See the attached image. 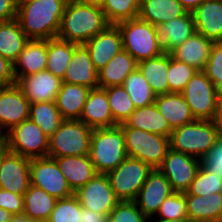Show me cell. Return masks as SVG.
<instances>
[{
    "instance_id": "cell-1",
    "label": "cell",
    "mask_w": 222,
    "mask_h": 222,
    "mask_svg": "<svg viewBox=\"0 0 222 222\" xmlns=\"http://www.w3.org/2000/svg\"><path fill=\"white\" fill-rule=\"evenodd\" d=\"M68 0H18L17 20L29 40L57 37Z\"/></svg>"
},
{
    "instance_id": "cell-2",
    "label": "cell",
    "mask_w": 222,
    "mask_h": 222,
    "mask_svg": "<svg viewBox=\"0 0 222 222\" xmlns=\"http://www.w3.org/2000/svg\"><path fill=\"white\" fill-rule=\"evenodd\" d=\"M108 25L102 8L68 0L57 37L75 44H85Z\"/></svg>"
},
{
    "instance_id": "cell-3",
    "label": "cell",
    "mask_w": 222,
    "mask_h": 222,
    "mask_svg": "<svg viewBox=\"0 0 222 222\" xmlns=\"http://www.w3.org/2000/svg\"><path fill=\"white\" fill-rule=\"evenodd\" d=\"M220 135L214 120L196 119L172 130L169 138L170 148L201 160L215 145Z\"/></svg>"
},
{
    "instance_id": "cell-4",
    "label": "cell",
    "mask_w": 222,
    "mask_h": 222,
    "mask_svg": "<svg viewBox=\"0 0 222 222\" xmlns=\"http://www.w3.org/2000/svg\"><path fill=\"white\" fill-rule=\"evenodd\" d=\"M89 155L97 173L115 169L127 157L122 127L94 128Z\"/></svg>"
},
{
    "instance_id": "cell-5",
    "label": "cell",
    "mask_w": 222,
    "mask_h": 222,
    "mask_svg": "<svg viewBox=\"0 0 222 222\" xmlns=\"http://www.w3.org/2000/svg\"><path fill=\"white\" fill-rule=\"evenodd\" d=\"M92 131L80 120H64L49 137L48 157L89 155Z\"/></svg>"
},
{
    "instance_id": "cell-6",
    "label": "cell",
    "mask_w": 222,
    "mask_h": 222,
    "mask_svg": "<svg viewBox=\"0 0 222 222\" xmlns=\"http://www.w3.org/2000/svg\"><path fill=\"white\" fill-rule=\"evenodd\" d=\"M122 35L123 49L137 62L164 53L158 44L154 25L139 18L116 24Z\"/></svg>"
},
{
    "instance_id": "cell-7",
    "label": "cell",
    "mask_w": 222,
    "mask_h": 222,
    "mask_svg": "<svg viewBox=\"0 0 222 222\" xmlns=\"http://www.w3.org/2000/svg\"><path fill=\"white\" fill-rule=\"evenodd\" d=\"M127 157L145 162L158 169L170 149L169 137L135 128H122Z\"/></svg>"
},
{
    "instance_id": "cell-8",
    "label": "cell",
    "mask_w": 222,
    "mask_h": 222,
    "mask_svg": "<svg viewBox=\"0 0 222 222\" xmlns=\"http://www.w3.org/2000/svg\"><path fill=\"white\" fill-rule=\"evenodd\" d=\"M153 168L145 162L126 157L107 173L112 190L120 201H134Z\"/></svg>"
},
{
    "instance_id": "cell-9",
    "label": "cell",
    "mask_w": 222,
    "mask_h": 222,
    "mask_svg": "<svg viewBox=\"0 0 222 222\" xmlns=\"http://www.w3.org/2000/svg\"><path fill=\"white\" fill-rule=\"evenodd\" d=\"M181 94L195 119L214 120L218 91L203 71H197L193 75Z\"/></svg>"
},
{
    "instance_id": "cell-10",
    "label": "cell",
    "mask_w": 222,
    "mask_h": 222,
    "mask_svg": "<svg viewBox=\"0 0 222 222\" xmlns=\"http://www.w3.org/2000/svg\"><path fill=\"white\" fill-rule=\"evenodd\" d=\"M9 151L27 158L48 157L49 137L30 118L5 135Z\"/></svg>"
},
{
    "instance_id": "cell-11",
    "label": "cell",
    "mask_w": 222,
    "mask_h": 222,
    "mask_svg": "<svg viewBox=\"0 0 222 222\" xmlns=\"http://www.w3.org/2000/svg\"><path fill=\"white\" fill-rule=\"evenodd\" d=\"M30 184L43 189L56 199L74 195L54 158L30 159Z\"/></svg>"
},
{
    "instance_id": "cell-12",
    "label": "cell",
    "mask_w": 222,
    "mask_h": 222,
    "mask_svg": "<svg viewBox=\"0 0 222 222\" xmlns=\"http://www.w3.org/2000/svg\"><path fill=\"white\" fill-rule=\"evenodd\" d=\"M200 166L199 158L170 148L158 169L170 182L174 192L185 193L189 190Z\"/></svg>"
},
{
    "instance_id": "cell-13",
    "label": "cell",
    "mask_w": 222,
    "mask_h": 222,
    "mask_svg": "<svg viewBox=\"0 0 222 222\" xmlns=\"http://www.w3.org/2000/svg\"><path fill=\"white\" fill-rule=\"evenodd\" d=\"M74 195L80 205L99 213H110L120 202L112 190L107 174L97 173L86 185L79 188Z\"/></svg>"
},
{
    "instance_id": "cell-14",
    "label": "cell",
    "mask_w": 222,
    "mask_h": 222,
    "mask_svg": "<svg viewBox=\"0 0 222 222\" xmlns=\"http://www.w3.org/2000/svg\"><path fill=\"white\" fill-rule=\"evenodd\" d=\"M30 105L31 103L24 96L23 91L16 83L7 86L4 89L0 96L1 135L4 136L14 126L20 124L24 120L29 119Z\"/></svg>"
},
{
    "instance_id": "cell-15",
    "label": "cell",
    "mask_w": 222,
    "mask_h": 222,
    "mask_svg": "<svg viewBox=\"0 0 222 222\" xmlns=\"http://www.w3.org/2000/svg\"><path fill=\"white\" fill-rule=\"evenodd\" d=\"M173 193L174 190L165 175L159 169H153L134 202L150 220L157 214L164 200Z\"/></svg>"
},
{
    "instance_id": "cell-16",
    "label": "cell",
    "mask_w": 222,
    "mask_h": 222,
    "mask_svg": "<svg viewBox=\"0 0 222 222\" xmlns=\"http://www.w3.org/2000/svg\"><path fill=\"white\" fill-rule=\"evenodd\" d=\"M30 186V158L8 151L0 165V188L24 195Z\"/></svg>"
},
{
    "instance_id": "cell-17",
    "label": "cell",
    "mask_w": 222,
    "mask_h": 222,
    "mask_svg": "<svg viewBox=\"0 0 222 222\" xmlns=\"http://www.w3.org/2000/svg\"><path fill=\"white\" fill-rule=\"evenodd\" d=\"M63 80L48 70L20 78L16 84L30 103L55 101Z\"/></svg>"
},
{
    "instance_id": "cell-18",
    "label": "cell",
    "mask_w": 222,
    "mask_h": 222,
    "mask_svg": "<svg viewBox=\"0 0 222 222\" xmlns=\"http://www.w3.org/2000/svg\"><path fill=\"white\" fill-rule=\"evenodd\" d=\"M90 52L97 71L103 68L117 53L123 50L122 35L117 25H108L84 44Z\"/></svg>"
},
{
    "instance_id": "cell-19",
    "label": "cell",
    "mask_w": 222,
    "mask_h": 222,
    "mask_svg": "<svg viewBox=\"0 0 222 222\" xmlns=\"http://www.w3.org/2000/svg\"><path fill=\"white\" fill-rule=\"evenodd\" d=\"M62 80L65 83L83 85L90 89L99 87L98 71L95 69L90 52L84 44L74 48L71 61Z\"/></svg>"
},
{
    "instance_id": "cell-20",
    "label": "cell",
    "mask_w": 222,
    "mask_h": 222,
    "mask_svg": "<svg viewBox=\"0 0 222 222\" xmlns=\"http://www.w3.org/2000/svg\"><path fill=\"white\" fill-rule=\"evenodd\" d=\"M154 28L158 44L164 52L169 54L196 32L193 16L190 12L161 25H154Z\"/></svg>"
},
{
    "instance_id": "cell-21",
    "label": "cell",
    "mask_w": 222,
    "mask_h": 222,
    "mask_svg": "<svg viewBox=\"0 0 222 222\" xmlns=\"http://www.w3.org/2000/svg\"><path fill=\"white\" fill-rule=\"evenodd\" d=\"M191 14L196 32L214 43L222 42V0H205Z\"/></svg>"
},
{
    "instance_id": "cell-22",
    "label": "cell",
    "mask_w": 222,
    "mask_h": 222,
    "mask_svg": "<svg viewBox=\"0 0 222 222\" xmlns=\"http://www.w3.org/2000/svg\"><path fill=\"white\" fill-rule=\"evenodd\" d=\"M79 120L93 129L117 126L112 116L106 88L97 87L90 90Z\"/></svg>"
},
{
    "instance_id": "cell-23",
    "label": "cell",
    "mask_w": 222,
    "mask_h": 222,
    "mask_svg": "<svg viewBox=\"0 0 222 222\" xmlns=\"http://www.w3.org/2000/svg\"><path fill=\"white\" fill-rule=\"evenodd\" d=\"M47 40H29L13 63L16 82L25 76L46 70ZM20 70H19V68Z\"/></svg>"
},
{
    "instance_id": "cell-24",
    "label": "cell",
    "mask_w": 222,
    "mask_h": 222,
    "mask_svg": "<svg viewBox=\"0 0 222 222\" xmlns=\"http://www.w3.org/2000/svg\"><path fill=\"white\" fill-rule=\"evenodd\" d=\"M213 44L214 42L204 35L194 32L170 54L176 60L191 65L198 71H203Z\"/></svg>"
},
{
    "instance_id": "cell-25",
    "label": "cell",
    "mask_w": 222,
    "mask_h": 222,
    "mask_svg": "<svg viewBox=\"0 0 222 222\" xmlns=\"http://www.w3.org/2000/svg\"><path fill=\"white\" fill-rule=\"evenodd\" d=\"M54 159L73 192L86 185L97 174L90 155L63 156Z\"/></svg>"
},
{
    "instance_id": "cell-26",
    "label": "cell",
    "mask_w": 222,
    "mask_h": 222,
    "mask_svg": "<svg viewBox=\"0 0 222 222\" xmlns=\"http://www.w3.org/2000/svg\"><path fill=\"white\" fill-rule=\"evenodd\" d=\"M187 217L192 222H218L222 220V192L208 197L184 193Z\"/></svg>"
},
{
    "instance_id": "cell-27",
    "label": "cell",
    "mask_w": 222,
    "mask_h": 222,
    "mask_svg": "<svg viewBox=\"0 0 222 222\" xmlns=\"http://www.w3.org/2000/svg\"><path fill=\"white\" fill-rule=\"evenodd\" d=\"M154 104L172 130L196 120L181 93L157 95Z\"/></svg>"
},
{
    "instance_id": "cell-28",
    "label": "cell",
    "mask_w": 222,
    "mask_h": 222,
    "mask_svg": "<svg viewBox=\"0 0 222 222\" xmlns=\"http://www.w3.org/2000/svg\"><path fill=\"white\" fill-rule=\"evenodd\" d=\"M122 128H135L170 138L172 129L155 104L136 108L129 118L120 124Z\"/></svg>"
},
{
    "instance_id": "cell-29",
    "label": "cell",
    "mask_w": 222,
    "mask_h": 222,
    "mask_svg": "<svg viewBox=\"0 0 222 222\" xmlns=\"http://www.w3.org/2000/svg\"><path fill=\"white\" fill-rule=\"evenodd\" d=\"M90 88L62 82L56 97V105L64 120H79Z\"/></svg>"
},
{
    "instance_id": "cell-30",
    "label": "cell",
    "mask_w": 222,
    "mask_h": 222,
    "mask_svg": "<svg viewBox=\"0 0 222 222\" xmlns=\"http://www.w3.org/2000/svg\"><path fill=\"white\" fill-rule=\"evenodd\" d=\"M137 68L138 62L123 49L98 71L99 87L123 85L127 76Z\"/></svg>"
},
{
    "instance_id": "cell-31",
    "label": "cell",
    "mask_w": 222,
    "mask_h": 222,
    "mask_svg": "<svg viewBox=\"0 0 222 222\" xmlns=\"http://www.w3.org/2000/svg\"><path fill=\"white\" fill-rule=\"evenodd\" d=\"M186 12L178 0H141L138 18L153 25H161Z\"/></svg>"
},
{
    "instance_id": "cell-32",
    "label": "cell",
    "mask_w": 222,
    "mask_h": 222,
    "mask_svg": "<svg viewBox=\"0 0 222 222\" xmlns=\"http://www.w3.org/2000/svg\"><path fill=\"white\" fill-rule=\"evenodd\" d=\"M169 53L138 62V69L149 83L155 95L170 93L168 82Z\"/></svg>"
},
{
    "instance_id": "cell-33",
    "label": "cell",
    "mask_w": 222,
    "mask_h": 222,
    "mask_svg": "<svg viewBox=\"0 0 222 222\" xmlns=\"http://www.w3.org/2000/svg\"><path fill=\"white\" fill-rule=\"evenodd\" d=\"M28 41L17 19L0 22V55L2 57L14 63Z\"/></svg>"
},
{
    "instance_id": "cell-34",
    "label": "cell",
    "mask_w": 222,
    "mask_h": 222,
    "mask_svg": "<svg viewBox=\"0 0 222 222\" xmlns=\"http://www.w3.org/2000/svg\"><path fill=\"white\" fill-rule=\"evenodd\" d=\"M23 197V214L37 222H47L57 199L43 189L31 184Z\"/></svg>"
},
{
    "instance_id": "cell-35",
    "label": "cell",
    "mask_w": 222,
    "mask_h": 222,
    "mask_svg": "<svg viewBox=\"0 0 222 222\" xmlns=\"http://www.w3.org/2000/svg\"><path fill=\"white\" fill-rule=\"evenodd\" d=\"M77 45L58 37L48 39L46 70L63 79Z\"/></svg>"
},
{
    "instance_id": "cell-36",
    "label": "cell",
    "mask_w": 222,
    "mask_h": 222,
    "mask_svg": "<svg viewBox=\"0 0 222 222\" xmlns=\"http://www.w3.org/2000/svg\"><path fill=\"white\" fill-rule=\"evenodd\" d=\"M50 137L64 121L56 102H36L30 105V117Z\"/></svg>"
},
{
    "instance_id": "cell-37",
    "label": "cell",
    "mask_w": 222,
    "mask_h": 222,
    "mask_svg": "<svg viewBox=\"0 0 222 222\" xmlns=\"http://www.w3.org/2000/svg\"><path fill=\"white\" fill-rule=\"evenodd\" d=\"M122 86L134 103L135 108L154 104L156 95L138 68L127 76Z\"/></svg>"
},
{
    "instance_id": "cell-38",
    "label": "cell",
    "mask_w": 222,
    "mask_h": 222,
    "mask_svg": "<svg viewBox=\"0 0 222 222\" xmlns=\"http://www.w3.org/2000/svg\"><path fill=\"white\" fill-rule=\"evenodd\" d=\"M106 94L114 122L123 124L136 109L134 103L122 85L107 87Z\"/></svg>"
},
{
    "instance_id": "cell-39",
    "label": "cell",
    "mask_w": 222,
    "mask_h": 222,
    "mask_svg": "<svg viewBox=\"0 0 222 222\" xmlns=\"http://www.w3.org/2000/svg\"><path fill=\"white\" fill-rule=\"evenodd\" d=\"M141 0H104L102 10L109 24L138 18Z\"/></svg>"
},
{
    "instance_id": "cell-40",
    "label": "cell",
    "mask_w": 222,
    "mask_h": 222,
    "mask_svg": "<svg viewBox=\"0 0 222 222\" xmlns=\"http://www.w3.org/2000/svg\"><path fill=\"white\" fill-rule=\"evenodd\" d=\"M187 192L191 195L204 197H208L212 193L222 192V178L200 166Z\"/></svg>"
},
{
    "instance_id": "cell-41",
    "label": "cell",
    "mask_w": 222,
    "mask_h": 222,
    "mask_svg": "<svg viewBox=\"0 0 222 222\" xmlns=\"http://www.w3.org/2000/svg\"><path fill=\"white\" fill-rule=\"evenodd\" d=\"M197 71L191 65L178 61L169 54L167 80L169 82L170 93H181Z\"/></svg>"
},
{
    "instance_id": "cell-42",
    "label": "cell",
    "mask_w": 222,
    "mask_h": 222,
    "mask_svg": "<svg viewBox=\"0 0 222 222\" xmlns=\"http://www.w3.org/2000/svg\"><path fill=\"white\" fill-rule=\"evenodd\" d=\"M81 210L82 206L75 195L57 199L47 222H79Z\"/></svg>"
},
{
    "instance_id": "cell-43",
    "label": "cell",
    "mask_w": 222,
    "mask_h": 222,
    "mask_svg": "<svg viewBox=\"0 0 222 222\" xmlns=\"http://www.w3.org/2000/svg\"><path fill=\"white\" fill-rule=\"evenodd\" d=\"M134 201H120L109 213V222H148Z\"/></svg>"
},
{
    "instance_id": "cell-44",
    "label": "cell",
    "mask_w": 222,
    "mask_h": 222,
    "mask_svg": "<svg viewBox=\"0 0 222 222\" xmlns=\"http://www.w3.org/2000/svg\"><path fill=\"white\" fill-rule=\"evenodd\" d=\"M157 215H159L161 219L167 220L187 217L184 193L174 192L168 196L159 207Z\"/></svg>"
},
{
    "instance_id": "cell-45",
    "label": "cell",
    "mask_w": 222,
    "mask_h": 222,
    "mask_svg": "<svg viewBox=\"0 0 222 222\" xmlns=\"http://www.w3.org/2000/svg\"><path fill=\"white\" fill-rule=\"evenodd\" d=\"M203 72L216 87L222 83V42L212 45Z\"/></svg>"
},
{
    "instance_id": "cell-46",
    "label": "cell",
    "mask_w": 222,
    "mask_h": 222,
    "mask_svg": "<svg viewBox=\"0 0 222 222\" xmlns=\"http://www.w3.org/2000/svg\"><path fill=\"white\" fill-rule=\"evenodd\" d=\"M201 166L222 178V134L206 156L201 159Z\"/></svg>"
},
{
    "instance_id": "cell-47",
    "label": "cell",
    "mask_w": 222,
    "mask_h": 222,
    "mask_svg": "<svg viewBox=\"0 0 222 222\" xmlns=\"http://www.w3.org/2000/svg\"><path fill=\"white\" fill-rule=\"evenodd\" d=\"M0 208H3L13 215L23 214L24 197L0 188Z\"/></svg>"
},
{
    "instance_id": "cell-48",
    "label": "cell",
    "mask_w": 222,
    "mask_h": 222,
    "mask_svg": "<svg viewBox=\"0 0 222 222\" xmlns=\"http://www.w3.org/2000/svg\"><path fill=\"white\" fill-rule=\"evenodd\" d=\"M18 0H0V22L17 18Z\"/></svg>"
},
{
    "instance_id": "cell-49",
    "label": "cell",
    "mask_w": 222,
    "mask_h": 222,
    "mask_svg": "<svg viewBox=\"0 0 222 222\" xmlns=\"http://www.w3.org/2000/svg\"><path fill=\"white\" fill-rule=\"evenodd\" d=\"M0 83L8 86L16 83L13 73V63L0 55Z\"/></svg>"
},
{
    "instance_id": "cell-50",
    "label": "cell",
    "mask_w": 222,
    "mask_h": 222,
    "mask_svg": "<svg viewBox=\"0 0 222 222\" xmlns=\"http://www.w3.org/2000/svg\"><path fill=\"white\" fill-rule=\"evenodd\" d=\"M79 222H109V213H99L82 207Z\"/></svg>"
},
{
    "instance_id": "cell-51",
    "label": "cell",
    "mask_w": 222,
    "mask_h": 222,
    "mask_svg": "<svg viewBox=\"0 0 222 222\" xmlns=\"http://www.w3.org/2000/svg\"><path fill=\"white\" fill-rule=\"evenodd\" d=\"M214 121L219 128L220 134H222V94L217 95V109Z\"/></svg>"
},
{
    "instance_id": "cell-52",
    "label": "cell",
    "mask_w": 222,
    "mask_h": 222,
    "mask_svg": "<svg viewBox=\"0 0 222 222\" xmlns=\"http://www.w3.org/2000/svg\"><path fill=\"white\" fill-rule=\"evenodd\" d=\"M187 12L194 11L205 0H178Z\"/></svg>"
},
{
    "instance_id": "cell-53",
    "label": "cell",
    "mask_w": 222,
    "mask_h": 222,
    "mask_svg": "<svg viewBox=\"0 0 222 222\" xmlns=\"http://www.w3.org/2000/svg\"><path fill=\"white\" fill-rule=\"evenodd\" d=\"M9 151V146L7 143V140L5 136L0 137V165L2 162V159L6 155V153Z\"/></svg>"
},
{
    "instance_id": "cell-54",
    "label": "cell",
    "mask_w": 222,
    "mask_h": 222,
    "mask_svg": "<svg viewBox=\"0 0 222 222\" xmlns=\"http://www.w3.org/2000/svg\"><path fill=\"white\" fill-rule=\"evenodd\" d=\"M9 222H37L25 214L13 215Z\"/></svg>"
},
{
    "instance_id": "cell-55",
    "label": "cell",
    "mask_w": 222,
    "mask_h": 222,
    "mask_svg": "<svg viewBox=\"0 0 222 222\" xmlns=\"http://www.w3.org/2000/svg\"><path fill=\"white\" fill-rule=\"evenodd\" d=\"M76 2L102 8L104 0H74Z\"/></svg>"
},
{
    "instance_id": "cell-56",
    "label": "cell",
    "mask_w": 222,
    "mask_h": 222,
    "mask_svg": "<svg viewBox=\"0 0 222 222\" xmlns=\"http://www.w3.org/2000/svg\"><path fill=\"white\" fill-rule=\"evenodd\" d=\"M12 216L13 214L8 212L7 210L0 208V222H9Z\"/></svg>"
},
{
    "instance_id": "cell-57",
    "label": "cell",
    "mask_w": 222,
    "mask_h": 222,
    "mask_svg": "<svg viewBox=\"0 0 222 222\" xmlns=\"http://www.w3.org/2000/svg\"><path fill=\"white\" fill-rule=\"evenodd\" d=\"M155 222H192V221L188 217H183V218H178V219H173V220L158 218L157 221L155 220Z\"/></svg>"
},
{
    "instance_id": "cell-58",
    "label": "cell",
    "mask_w": 222,
    "mask_h": 222,
    "mask_svg": "<svg viewBox=\"0 0 222 222\" xmlns=\"http://www.w3.org/2000/svg\"><path fill=\"white\" fill-rule=\"evenodd\" d=\"M7 86H8L7 84L0 83V96Z\"/></svg>"
},
{
    "instance_id": "cell-59",
    "label": "cell",
    "mask_w": 222,
    "mask_h": 222,
    "mask_svg": "<svg viewBox=\"0 0 222 222\" xmlns=\"http://www.w3.org/2000/svg\"><path fill=\"white\" fill-rule=\"evenodd\" d=\"M218 94H222V83L217 87Z\"/></svg>"
}]
</instances>
